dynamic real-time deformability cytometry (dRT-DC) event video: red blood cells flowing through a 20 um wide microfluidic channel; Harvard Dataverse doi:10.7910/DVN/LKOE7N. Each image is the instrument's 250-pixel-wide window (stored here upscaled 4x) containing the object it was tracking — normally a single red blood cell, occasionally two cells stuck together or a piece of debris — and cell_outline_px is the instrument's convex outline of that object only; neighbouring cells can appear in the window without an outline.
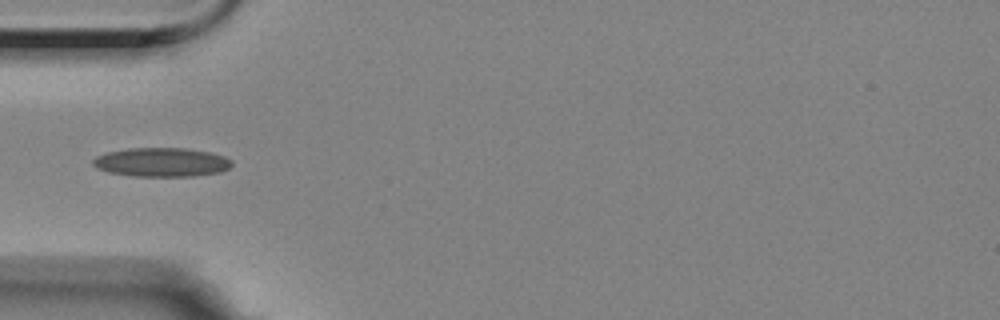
{"species": "Egyptian fruit bat (a non-hibernating species)", "species_latin": "Rousettus aegyptiacus", "temperature_condition": "room temperature", "stored_images_in_passage": 40, "camera_frame_rate_fps": 3000, "um_per_image_px": 0.085, "animal": {"sex": "female"}, "frame": {"image": 1, "passage_image": 1, "time_ms": 0.0, "image_size_px": [1000, 320], "cell_outline_px": [[232, 164], [228, 168], [220, 172], [192, 176], [132, 176], [108, 172], [96, 168], [92, 164], [92, 160], [96, 156], [108, 152], [128, 148], [188, 148], [212, 152], [224, 156], [232, 160]], "centroid_in_image_um": [13.73, 13.78], "position_along_channel_um": 71.3, "area_um2": 23.58}}
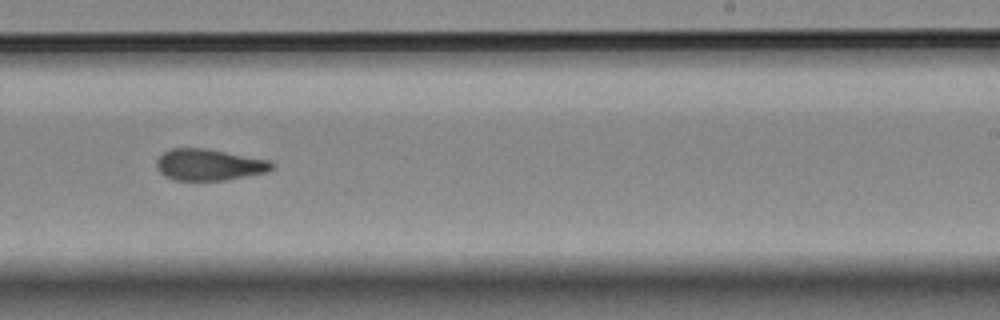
{"frame": {"image": 2, "passage_image": 18, "time_ms": 5.667, "image_size_px": [1000, 320], "cell_outline_px": [[272, 168], [264, 172], [228, 180], [176, 180], [164, 176], [156, 168], [156, 160], [164, 152], [172, 148], [204, 148], [268, 160], [272, 164]], "centroid_in_image_um": [17.7, 14.0], "position_along_channel_um": 271.3, "area_um2": 20.81}}
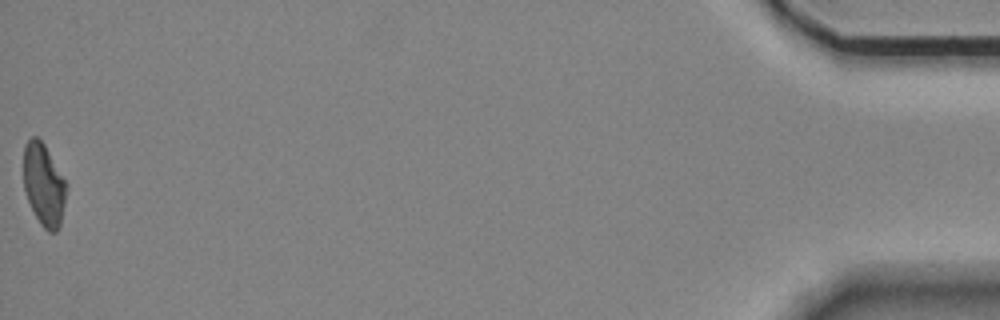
{"frame": {"image": 3, "passage_image": 40, "time_ms": 13.0, "image_size_px": [1000, 320], "cell_outline_px": [[68, 184], [60, 224], [56, 232], [48, 232], [40, 224], [28, 200], [24, 188], [24, 144], [32, 136], [36, 136], [44, 144]], "centroid_in_image_um": [3.73, 15.69], "position_along_channel_um": 431.5, "area_um2": 20.4}}